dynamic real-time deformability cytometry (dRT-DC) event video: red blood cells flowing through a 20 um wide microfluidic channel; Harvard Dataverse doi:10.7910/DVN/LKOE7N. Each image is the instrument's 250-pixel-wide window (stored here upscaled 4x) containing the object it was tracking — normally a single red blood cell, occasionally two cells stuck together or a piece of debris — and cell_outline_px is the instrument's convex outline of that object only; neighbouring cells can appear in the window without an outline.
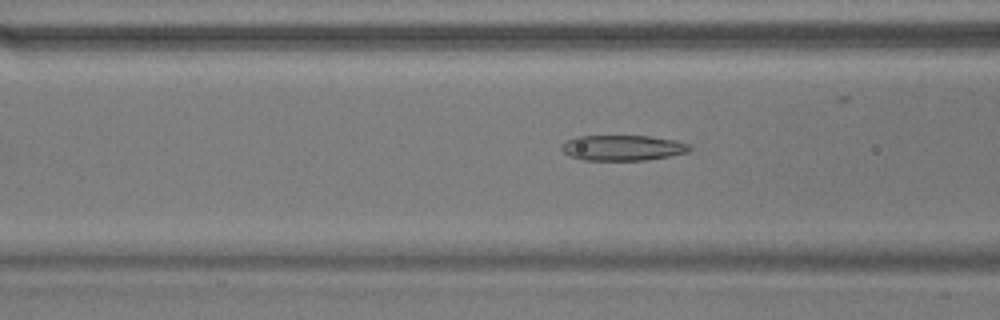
{"species": "common noctule bat (a hibernating species)", "species_latin": "Nyctalus noctula", "temperature_condition": "warm", "stored_images_in_passage": 50, "camera_frame_rate_fps": 3000, "um_per_image_px": 0.085, "animal": {"sex": "male", "body_mass_g": 17.9}, "frame": {"image": 1, "passage_image": 16, "time_ms": 5.0, "image_size_px": [1000, 320], "cell_outline_px": [[692, 148], [688, 152], [668, 156], [644, 160], [584, 160], [572, 156], [564, 152], [560, 148], [560, 144], [564, 140], [576, 136], [648, 136], [676, 140], [688, 144]], "centroid_in_image_um": [52.89, 12.55], "position_along_channel_um": 113.7, "area_um2": 19.02}}
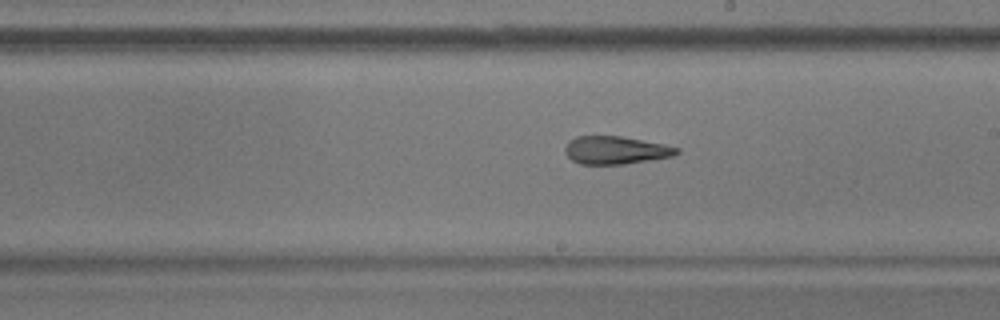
{"frame": {"image": 2, "passage_image": 26, "time_ms": 8.333, "image_size_px": [1000, 320], "cell_outline_px": [[680, 152], [672, 156], [624, 164], [580, 164], [572, 160], [564, 152], [564, 148], [576, 136], [620, 136], [664, 144], [680, 148]], "centroid_in_image_um": [52.34, 12.76], "position_along_channel_um": 236.7, "area_um2": 17.98}}
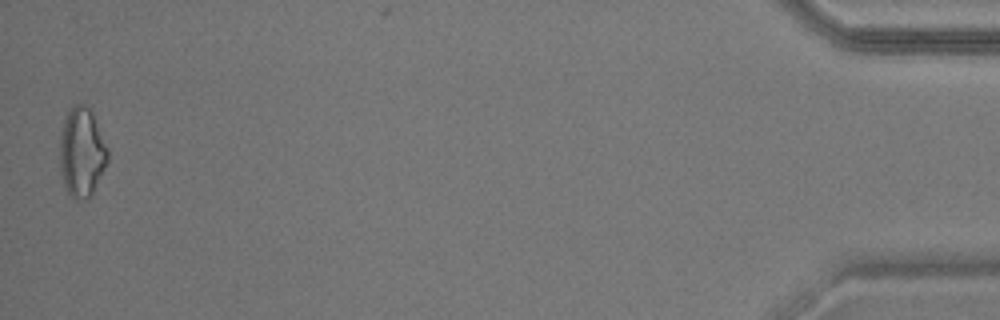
{"frame": {"image": 3, "passage_image": 49, "time_ms": 16.0, "image_size_px": [1000, 320], "cell_outline_px": [[108, 160], [92, 196], [88, 200], [76, 200], [68, 192], [64, 184], [60, 172], [60, 136], [64, 120], [68, 112], [76, 104], [84, 104], [92, 112], [108, 148]], "centroid_in_image_um": [6.96, 12.99], "position_along_channel_um": 428.2, "area_um2": 24.97}, "authors_computed_cell_mechanics": {"area_um2": 20.1433, "velocity_mm_per_s": 3.6861, "shape_relaxation_time_tau1_ms": null, "shape_relaxation_time_tau2_ms": 4.3406, "deformation_change_tau1": null, "deformation_change_tau2": 0.1599}}